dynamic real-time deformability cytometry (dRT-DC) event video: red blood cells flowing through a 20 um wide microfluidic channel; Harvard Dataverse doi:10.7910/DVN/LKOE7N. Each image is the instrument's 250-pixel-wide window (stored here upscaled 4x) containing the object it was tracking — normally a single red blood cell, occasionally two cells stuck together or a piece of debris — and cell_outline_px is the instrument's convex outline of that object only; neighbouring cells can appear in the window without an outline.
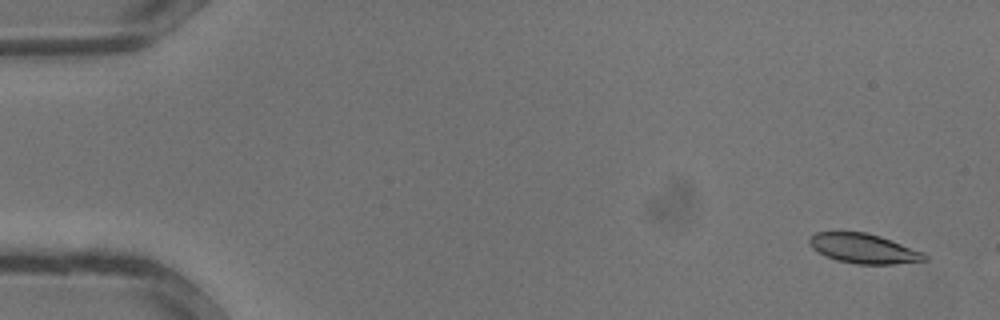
{"species": "common noctule bat (a hibernating species)", "species_latin": "Nyctalus noctula", "temperature_condition": "warm", "stored_images_in_passage": 34, "camera_frame_rate_fps": 3000, "um_per_image_px": 0.085, "animal": {"sex": "male", "body_mass_g": 13.3}, "frame": {"image": 1, "passage_image": 2, "time_ms": 0.333, "image_size_px": [1000, 320], "cell_outline_px": [[928, 260], [896, 264], [856, 264], [836, 260], [824, 256], [812, 248], [808, 240], [816, 232], [864, 232], [880, 236], [924, 252], [928, 256]], "centroid_in_image_um": [73.43, 21.14], "position_along_channel_um": 11.6, "area_um2": 19.94}}
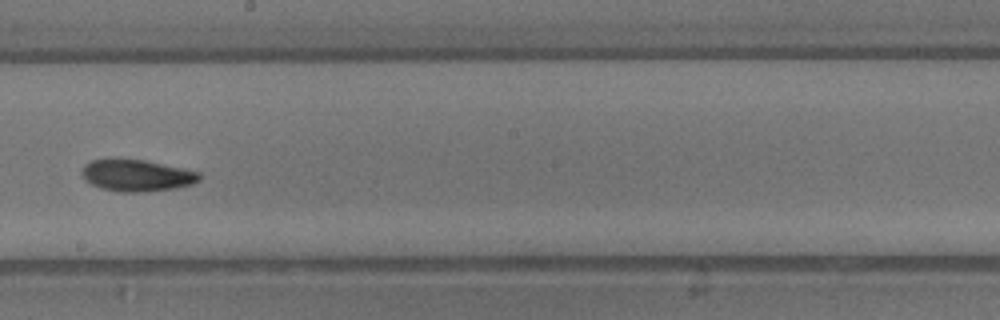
{"frame": {"image": 2, "passage_image": 20, "time_ms": 6.333, "image_size_px": [1000, 320], "cell_outline_px": [[200, 180], [192, 184], [176, 188], [140, 192], [120, 192], [100, 188], [84, 180], [80, 172], [84, 164], [92, 160], [144, 160], [200, 172]], "centroid_in_image_um": [11.6, 14.93], "position_along_channel_um": 236.6, "area_um2": 21.5}}
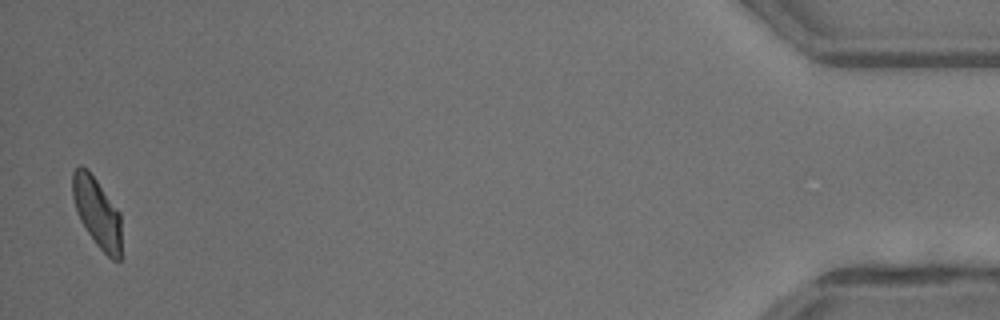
{"frame": {"image": 3, "passage_image": 34, "time_ms": 11.0, "image_size_px": [1000, 320], "cell_outline_px": [[120, 260], [112, 260], [96, 244], [80, 220], [72, 196], [72, 172], [80, 164], [96, 180], [120, 212]], "centroid_in_image_um": [8.24, 18.06], "position_along_channel_um": 427.0, "area_um2": 19.42}}